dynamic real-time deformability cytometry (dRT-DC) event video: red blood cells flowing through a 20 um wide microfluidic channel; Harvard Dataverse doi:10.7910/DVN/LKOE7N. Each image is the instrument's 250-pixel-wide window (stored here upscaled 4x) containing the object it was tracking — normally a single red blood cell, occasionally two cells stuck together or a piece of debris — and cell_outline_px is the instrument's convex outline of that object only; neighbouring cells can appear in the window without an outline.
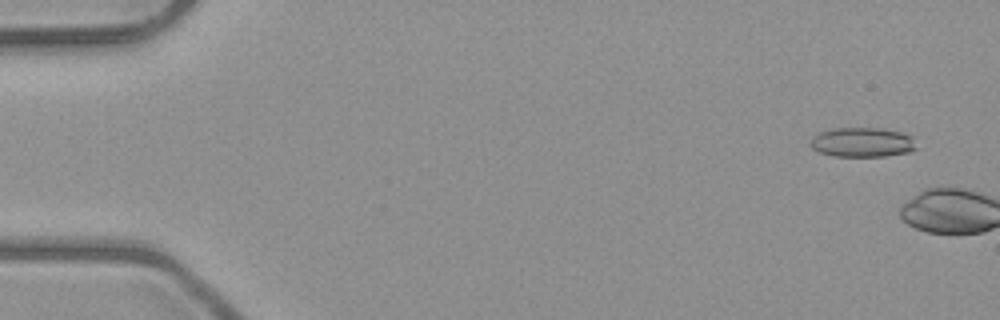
{"species": "common noctule bat (a hibernating species)", "species_latin": "Nyctalus noctula", "temperature_condition": "room temperature", "stored_images_in_passage": 5, "camera_frame_rate_fps": 3000, "um_per_image_px": 0.085, "animal": {"sex": "male", "body_mass_g": 23.1, "forearm_length_mm": 52.7}, "frame": {"image": 1, "passage_image": 1, "time_ms": 0.0, "image_size_px": [1000, 320], "cell_outline_px": [[916, 148], [908, 152], [884, 156], [832, 156], [820, 152], [812, 148], [808, 144], [812, 136], [820, 132], [832, 128], [880, 128], [900, 132], [912, 136]], "centroid_in_image_um": [73.24, 12.09], "position_along_channel_um": 11.8, "area_um2": 18.26}}